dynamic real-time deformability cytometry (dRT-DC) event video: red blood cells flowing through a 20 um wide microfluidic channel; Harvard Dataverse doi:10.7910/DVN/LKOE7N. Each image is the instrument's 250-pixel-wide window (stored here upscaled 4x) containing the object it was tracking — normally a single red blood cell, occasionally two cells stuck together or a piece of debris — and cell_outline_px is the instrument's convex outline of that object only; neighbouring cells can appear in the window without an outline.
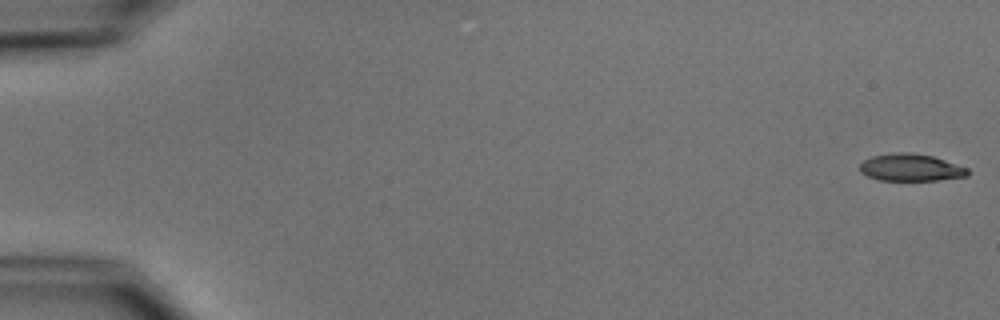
{"species": "common noctule bat (a hibernating species)", "species_latin": "Nyctalus noctula", "temperature_condition": "cold", "stored_images_in_passage": 54, "camera_frame_rate_fps": 3000, "um_per_image_px": 0.085, "animal": {"sex": "male", "body_mass_g": 15.6}, "frame": {"image": 1, "passage_image": 1, "time_ms": 0.0, "image_size_px": [1000, 320], "cell_outline_px": [[968, 176], [940, 180], [880, 180], [868, 176], [860, 172], [860, 164], [864, 160], [872, 156], [896, 152], [912, 152], [932, 156], [968, 168]], "centroid_in_image_um": [77.41, 14.24], "position_along_channel_um": 7.6, "area_um2": 17.05}}
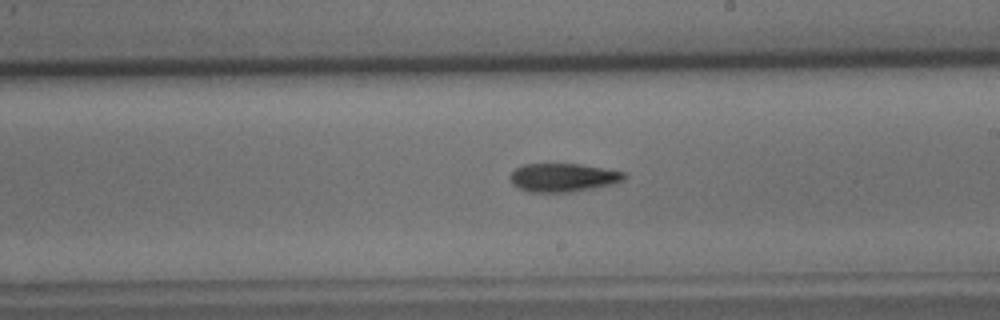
{"frame": {"image": 2, "passage_image": 32, "time_ms": 10.333, "image_size_px": [1000, 320], "cell_outline_px": [[628, 176], [624, 180], [616, 184], [572, 192], [532, 192], [516, 188], [512, 184], [508, 176], [516, 168], [524, 164], [580, 164], [624, 172]], "centroid_in_image_um": [47.87, 15.1], "position_along_channel_um": 241.1, "area_um2": 19.13}}
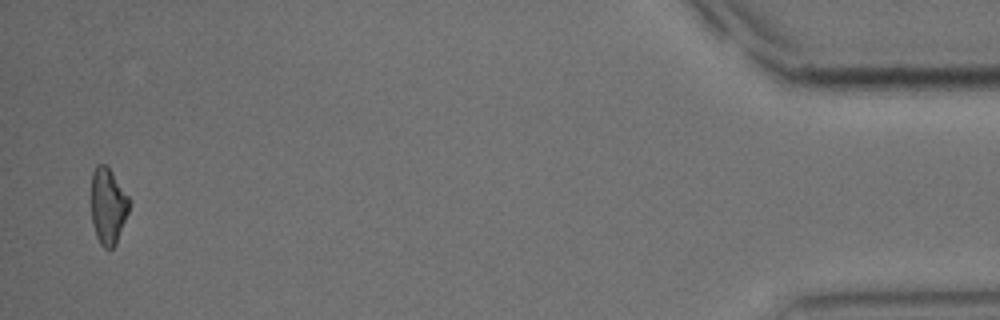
{"frame": {"image": 3, "passage_image": 53, "time_ms": 17.333, "image_size_px": [1000, 320], "cell_outline_px": [[128, 212], [116, 244], [112, 248], [104, 248], [100, 244], [96, 236], [92, 224], [92, 172], [96, 164], [104, 164], [112, 172], [128, 196]], "centroid_in_image_um": [9.16, 17.52], "position_along_channel_um": 426.0, "area_um2": 16.59}, "authors_computed_cell_mechanics": {"area_um2": 18.4671, "velocity_mm_per_s": 3.7709, "shape_relaxation_time_tau1_ms": 4.9836, "shape_relaxation_time_tau2_ms": null, "deformation_change_tau1": 0.1521, "deformation_change_tau2": null}}